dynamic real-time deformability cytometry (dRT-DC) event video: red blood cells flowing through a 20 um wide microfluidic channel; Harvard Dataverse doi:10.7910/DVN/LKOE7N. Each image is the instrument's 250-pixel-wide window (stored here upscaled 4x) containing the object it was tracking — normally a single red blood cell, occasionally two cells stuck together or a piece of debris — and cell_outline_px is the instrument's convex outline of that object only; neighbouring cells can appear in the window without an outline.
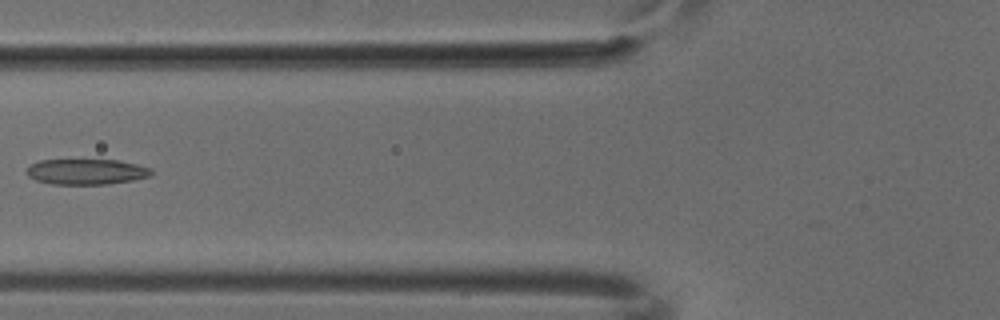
{"species": "common noctule bat (a hibernating species)", "species_latin": "Nyctalus noctula", "temperature_condition": "cold", "stored_images_in_passage": 5, "camera_frame_rate_fps": 3000, "um_per_image_px": 0.085, "animal": {"sex": "male", "body_mass_g": 18.8}, "frame": {"image": 1, "passage_image": 5, "time_ms": 1.333, "image_size_px": [1000, 320], "cell_outline_px": [[152, 176], [132, 180], [108, 184], [52, 184], [36, 180], [28, 176], [28, 168], [32, 164], [40, 160], [116, 160], [136, 164], [152, 168]], "centroid_in_image_um": [7.38, 14.6], "position_along_channel_um": 118.4, "area_um2": 18.44}}